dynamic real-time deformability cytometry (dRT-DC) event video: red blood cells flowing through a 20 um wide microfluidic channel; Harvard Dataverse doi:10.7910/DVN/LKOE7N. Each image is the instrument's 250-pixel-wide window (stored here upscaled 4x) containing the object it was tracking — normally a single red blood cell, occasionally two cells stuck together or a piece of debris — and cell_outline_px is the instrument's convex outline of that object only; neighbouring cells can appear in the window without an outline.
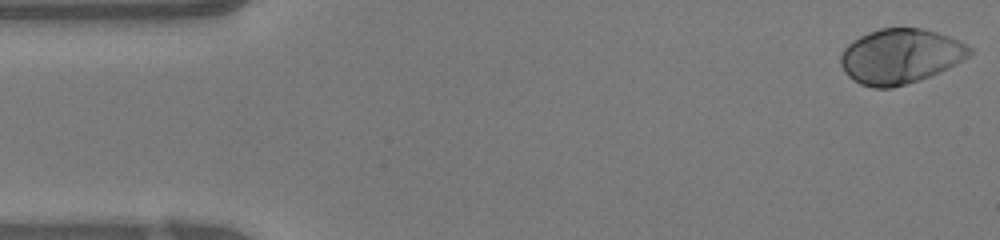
{"species": "human", "species_latin": "Homo sapiens", "temperature_condition": "warm", "stored_images_in_passage": 47, "camera_frame_rate_fps": 3000, "um_per_image_px": 0.085, "donor": {"sex": "female"}, "frame": {"image": 1, "passage_image": 1, "time_ms": 0.0, "image_size_px": [1000, 240], "cell_outline_px": [[972, 52], [968, 56], [948, 68], [920, 80], [892, 88], [872, 88], [860, 84], [852, 80], [844, 72], [840, 64], [840, 56], [844, 48], [852, 40], [868, 32], [880, 28], [920, 28], [936, 32], [960, 40], [968, 44], [972, 48]], "centroid_in_image_um": [76.5, 4.78], "position_along_channel_um": 8.5, "area_um2": 41.38}}
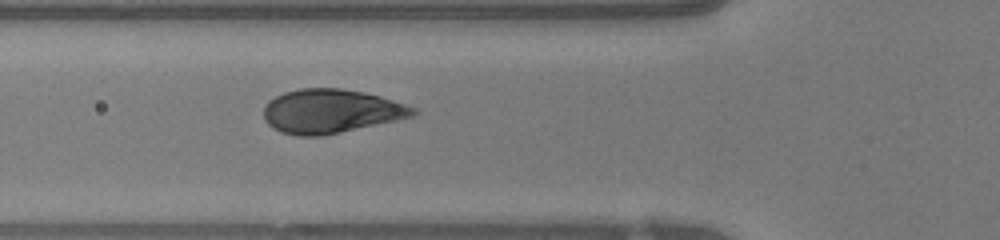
{"frame": {"image": 2, "passage_image": 16, "time_ms": 5.0, "image_size_px": [1000, 240], "cell_outline_px": [[420, 112], [412, 116], [396, 120], [340, 132], [320, 136], [300, 136], [280, 132], [272, 128], [264, 120], [264, 108], [268, 100], [284, 92], [300, 88], [340, 88], [364, 92], [380, 96], [416, 108]], "centroid_in_image_um": [28.1, 9.45], "position_along_channel_um": 97.7, "area_um2": 38.15}}
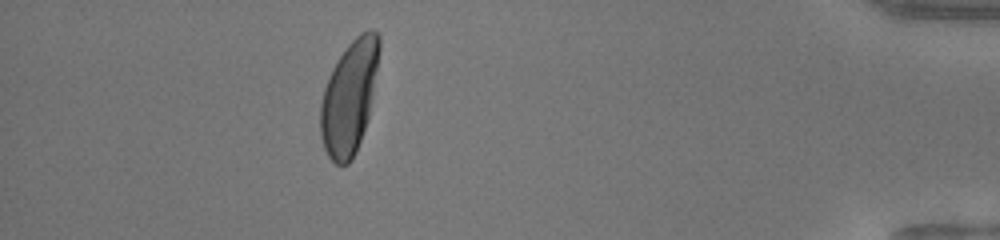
{"frame": {"image": 3, "passage_image": 42, "time_ms": 13.667, "image_size_px": [1000, 240], "cell_outline_px": [[380, 48], [372, 96], [368, 116], [356, 152], [352, 160], [348, 164], [336, 164], [328, 156], [324, 148], [320, 136], [320, 104], [324, 88], [332, 68], [348, 44], [360, 32], [368, 28], [372, 28], [380, 36]], "centroid_in_image_um": [29.68, 8.24], "position_along_channel_um": 405.5, "area_um2": 38.55}, "authors_computed_cell_mechanics": {"area_um2": 38.8994, "velocity_mm_per_s": 4.2215, "shape_relaxation_time_tau1_ms": 2.1888, "shape_relaxation_time_tau2_ms": null, "deformation_change_tau1": 0.1663, "deformation_change_tau2": null}}